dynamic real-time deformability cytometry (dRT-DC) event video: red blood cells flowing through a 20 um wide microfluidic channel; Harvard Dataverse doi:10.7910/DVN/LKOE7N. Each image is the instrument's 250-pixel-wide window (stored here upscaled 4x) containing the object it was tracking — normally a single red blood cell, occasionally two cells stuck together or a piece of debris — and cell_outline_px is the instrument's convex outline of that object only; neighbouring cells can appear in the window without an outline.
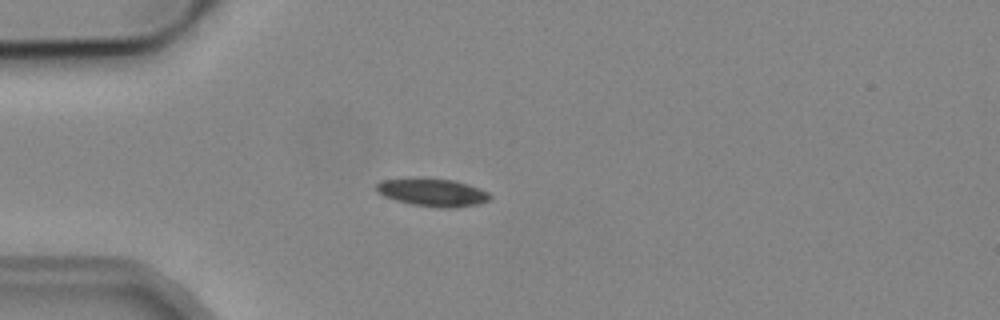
{"species": "common noctule bat (a hibernating species)", "species_latin": "Nyctalus noctula", "temperature_condition": "cold", "stored_images_in_passage": 6, "camera_frame_rate_fps": 3000, "um_per_image_px": 0.085, "animal": {"sex": "male", "body_mass_g": 19.2, "forearm_length_mm": 51.8}, "frame": {"image": 1, "passage_image": 5, "time_ms": 4.667, "image_size_px": [1000, 320], "cell_outline_px": [[492, 200], [480, 204], [452, 208], [440, 208], [412, 204], [396, 200], [384, 196], [376, 192], [376, 184], [380, 180], [452, 180], [468, 184], [480, 188], [488, 192], [492, 196]], "centroid_in_image_um": [36.84, 16.4], "position_along_channel_um": 48.2, "area_um2": 17.98}}